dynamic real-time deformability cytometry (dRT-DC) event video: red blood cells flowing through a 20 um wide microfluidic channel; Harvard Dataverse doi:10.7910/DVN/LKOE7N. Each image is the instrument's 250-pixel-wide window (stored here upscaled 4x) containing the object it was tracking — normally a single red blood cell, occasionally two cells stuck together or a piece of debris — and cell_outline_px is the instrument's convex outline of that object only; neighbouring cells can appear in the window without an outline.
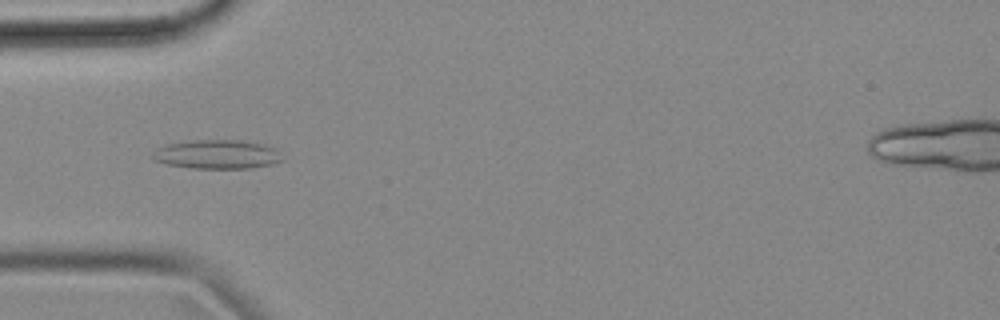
{"species": "common noctule bat (a hibernating species)", "species_latin": "Nyctalus noctula", "temperature_condition": "cold", "stored_images_in_passage": 41, "camera_frame_rate_fps": 3000, "um_per_image_px": 0.085, "animal": {"sex": "female", "body_mass_g": 18.4}, "frame": {"image": 1, "passage_image": 3, "time_ms": 0.667, "image_size_px": [1000, 320], "cell_outline_px": [[284, 160], [272, 164], [248, 168], [188, 168], [168, 164], [156, 160], [152, 156], [152, 152], [168, 144], [196, 140], [240, 140], [260, 144], [272, 148]], "centroid_in_image_um": [18.43, 13.13], "position_along_channel_um": 66.6, "area_um2": 21.39}}
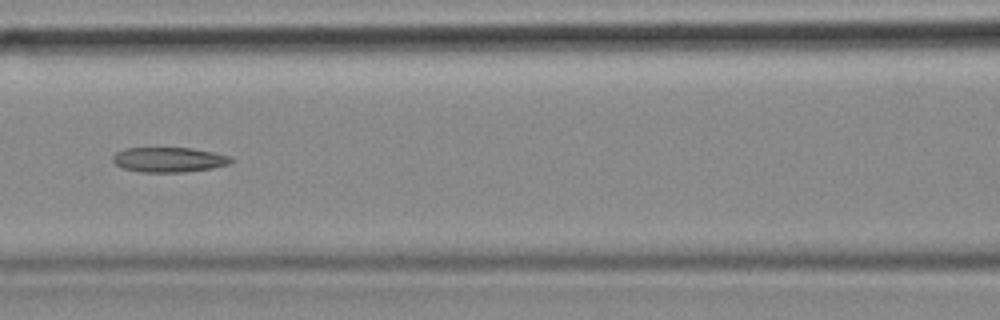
{"frame": {"image": 2, "passage_image": 10, "time_ms": 3.0, "image_size_px": [1000, 320], "cell_outline_px": [[236, 160], [232, 164], [212, 168], [184, 172], [140, 172], [124, 168], [116, 164], [112, 160], [112, 156], [116, 152], [124, 148], [192, 148], [232, 156]], "centroid_in_image_um": [14.41, 13.57], "position_along_channel_um": 152.2, "area_um2": 17.34}}
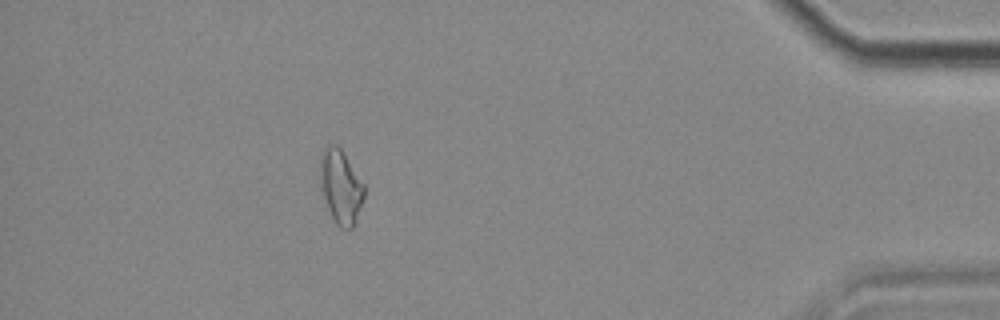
{"frame": {"image": 3, "passage_image": 35, "time_ms": 11.333, "image_size_px": [1000, 320], "cell_outline_px": [[364, 196], [360, 208], [352, 228], [340, 228], [336, 224], [328, 208], [320, 188], [320, 160], [324, 152], [332, 144], [336, 144], [340, 148], [364, 184]], "centroid_in_image_um": [28.96, 15.89], "position_along_channel_um": 406.2, "area_um2": 18.44}}